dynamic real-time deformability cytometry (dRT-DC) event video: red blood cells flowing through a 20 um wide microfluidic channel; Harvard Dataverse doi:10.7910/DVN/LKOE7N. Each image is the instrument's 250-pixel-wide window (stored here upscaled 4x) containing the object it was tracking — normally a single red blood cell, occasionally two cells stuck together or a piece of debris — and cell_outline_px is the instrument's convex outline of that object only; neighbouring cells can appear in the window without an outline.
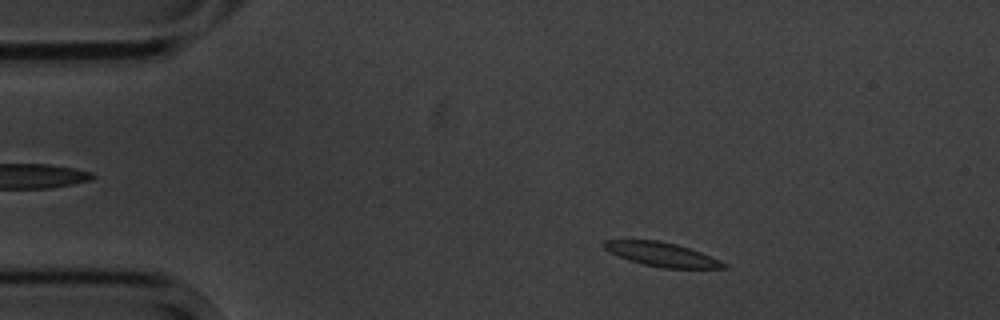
{"species": "common noctule bat (a hibernating species)", "species_latin": "Nyctalus noctula", "temperature_condition": "cold", "stored_images_in_passage": 3, "camera_frame_rate_fps": 3000, "um_per_image_px": 0.085, "animal": {"sex": "male", "body_mass_g": 20.1, "forearm_length_mm": 53.5}, "frame": {"image": 1, "passage_image": 1, "time_ms": 0.0, "image_size_px": [1000, 320], "cell_outline_px": [[732, 268], [664, 268], [644, 264], [628, 260], [608, 252], [600, 244], [604, 240], [660, 240], [676, 244], [700, 252], [720, 260], [728, 264]], "centroid_in_image_um": [56.24, 21.62], "position_along_channel_um": 28.8, "area_um2": 16.82}}
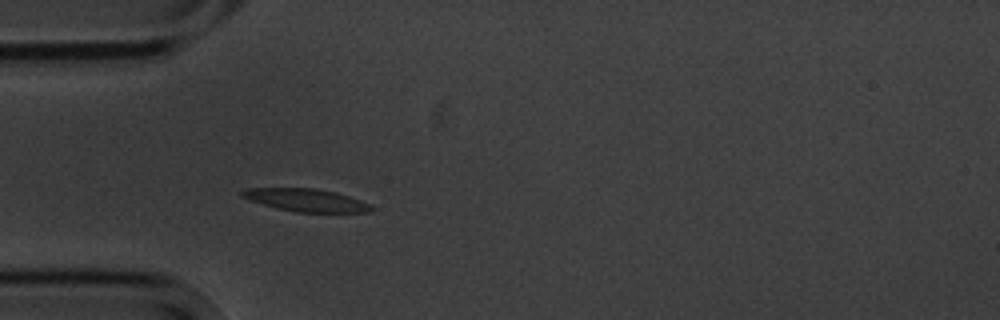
{"frame": {"image": 2, "passage_image": 3, "time_ms": 2.333, "image_size_px": [1000, 320], "cell_outline_px": [[376, 208], [372, 212], [296, 212], [276, 208], [240, 196], [240, 192], [244, 188], [316, 188], [336, 192], [360, 200]], "centroid_in_image_um": [26.03, 17.01], "position_along_channel_um": 59.0, "area_um2": 17.05}}